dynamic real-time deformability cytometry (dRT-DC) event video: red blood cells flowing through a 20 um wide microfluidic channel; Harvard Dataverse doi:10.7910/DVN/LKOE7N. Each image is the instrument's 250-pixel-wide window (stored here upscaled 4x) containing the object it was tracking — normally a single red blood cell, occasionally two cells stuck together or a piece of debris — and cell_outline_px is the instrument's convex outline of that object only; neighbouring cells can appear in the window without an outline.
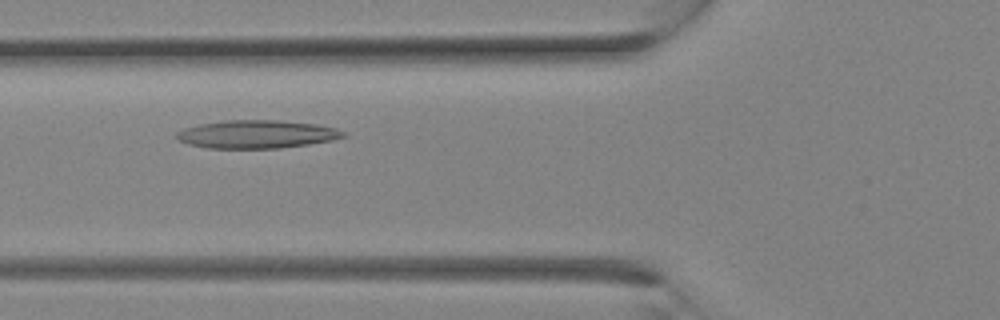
{"species": "Egyptian fruit bat (a non-hibernating species)", "species_latin": "Rousettus aegyptiacus", "temperature_condition": "room temperature", "stored_images_in_passage": 13, "camera_frame_rate_fps": 3000, "um_per_image_px": 0.085, "animal": {"sex": "female"}, "frame": {"image": 1, "passage_image": 4, "time_ms": 1.0, "image_size_px": [1000, 320], "cell_outline_px": [[348, 136], [332, 140], [308, 144], [280, 148], [208, 148], [188, 144], [180, 140], [176, 136], [176, 132], [184, 128], [200, 124], [224, 120], [280, 120], [316, 124], [336, 128], [344, 132]], "centroid_in_image_um": [21.84, 11.4], "position_along_channel_um": 104.0, "area_um2": 27.28}}
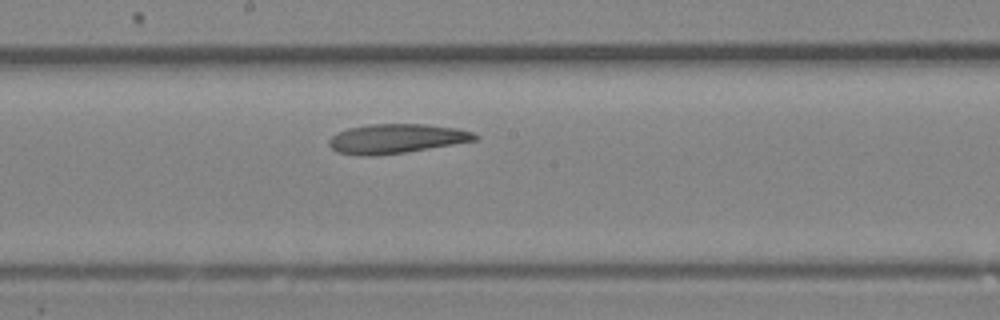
{"frame": {"image": 2, "passage_image": 9, "time_ms": 2.667, "image_size_px": [1000, 320], "cell_outline_px": [[480, 140], [404, 152], [376, 156], [360, 156], [336, 152], [328, 144], [328, 140], [332, 136], [348, 128], [368, 124], [424, 124], [456, 128], [472, 132], [480, 136]], "centroid_in_image_um": [33.69, 11.79], "position_along_channel_um": 214.5, "area_um2": 25.09}}
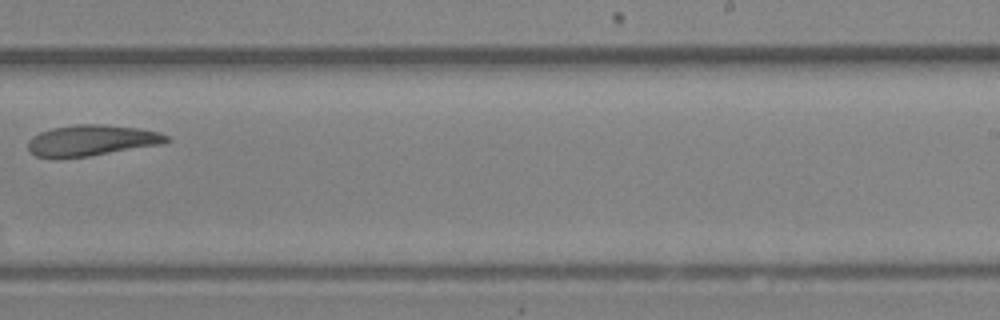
{"frame": {"image": 3, "passage_image": 12, "time_ms": 3.667, "image_size_px": [1000, 320], "cell_outline_px": [[172, 140], [164, 144], [88, 156], [36, 156], [28, 152], [28, 140], [32, 136], [40, 132], [52, 128], [76, 124], [104, 124], [140, 128], [160, 132], [168, 136]], "centroid_in_image_um": [7.85, 11.91], "position_along_channel_um": 281.2, "area_um2": 24.85}}